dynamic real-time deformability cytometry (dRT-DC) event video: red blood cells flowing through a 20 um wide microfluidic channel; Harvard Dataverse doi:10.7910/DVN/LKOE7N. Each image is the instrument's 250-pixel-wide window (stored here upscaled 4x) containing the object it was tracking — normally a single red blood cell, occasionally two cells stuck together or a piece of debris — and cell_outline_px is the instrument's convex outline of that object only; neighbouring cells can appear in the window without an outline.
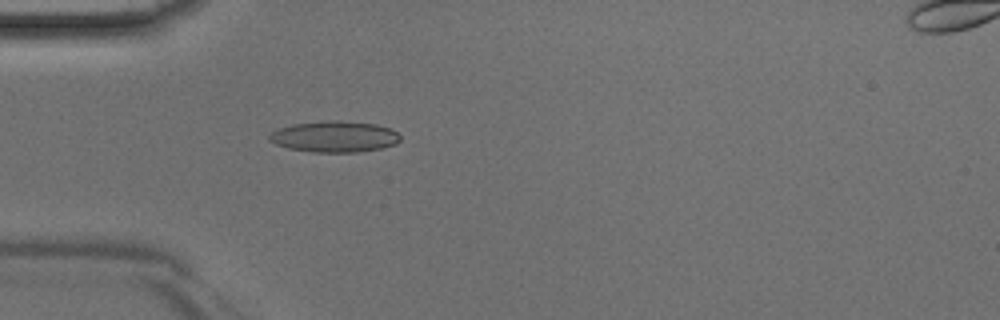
{"species": "Egyptian fruit bat (a non-hibernating species)", "species_latin": "Rousettus aegyptiacus", "temperature_condition": "room temperature", "stored_images_in_passage": 34, "camera_frame_rate_fps": 3000, "um_per_image_px": 0.085, "animal": {"sex": "male"}, "frame": {"image": 1, "passage_image": 3, "time_ms": 0.667, "image_size_px": [1000, 320], "cell_outline_px": [[400, 140], [396, 144], [380, 148], [356, 152], [312, 152], [288, 148], [276, 144], [268, 140], [268, 136], [272, 132], [280, 128], [292, 124], [324, 120], [340, 120], [376, 124], [392, 128], [400, 136]], "centroid_in_image_um": [28.43, 11.6], "position_along_channel_um": 56.6, "area_um2": 23.87}}
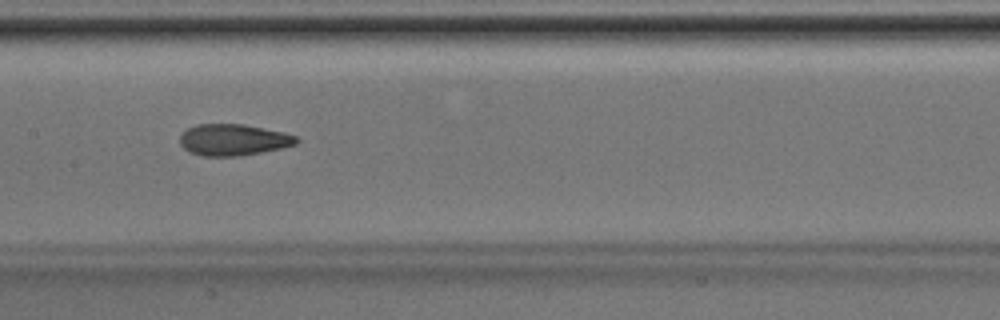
{"frame": {"image": 2, "passage_image": 12, "time_ms": 3.667, "image_size_px": [1000, 320], "cell_outline_px": [[300, 140], [296, 144], [284, 148], [240, 156], [204, 156], [188, 152], [180, 144], [180, 136], [188, 128], [196, 124], [244, 124], [284, 132], [296, 136]], "centroid_in_image_um": [19.85, 11.89], "position_along_channel_um": 187.5, "area_um2": 21.5}}
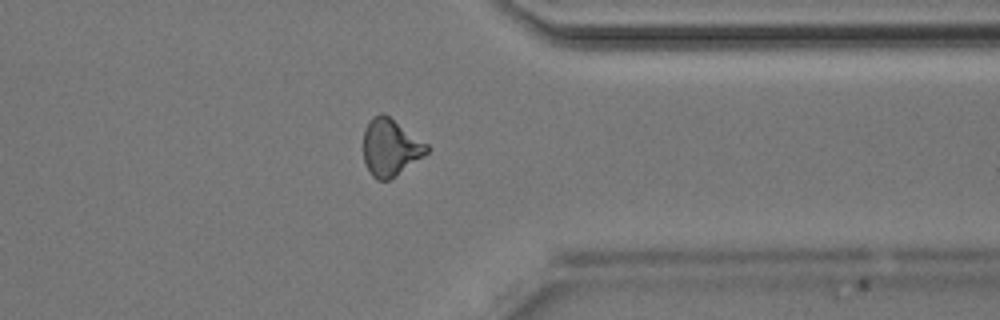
{"frame": {"image": 3, "passage_image": 25, "time_ms": 8.0, "image_size_px": [1000, 320], "cell_outline_px": [[432, 148], [424, 156], [388, 180], [376, 180], [368, 172], [364, 160], [364, 128], [368, 120], [372, 116], [380, 112], [384, 112], [428, 144]], "centroid_in_image_um": [33.18, 12.5], "position_along_channel_um": 378.2, "area_um2": 21.33}}